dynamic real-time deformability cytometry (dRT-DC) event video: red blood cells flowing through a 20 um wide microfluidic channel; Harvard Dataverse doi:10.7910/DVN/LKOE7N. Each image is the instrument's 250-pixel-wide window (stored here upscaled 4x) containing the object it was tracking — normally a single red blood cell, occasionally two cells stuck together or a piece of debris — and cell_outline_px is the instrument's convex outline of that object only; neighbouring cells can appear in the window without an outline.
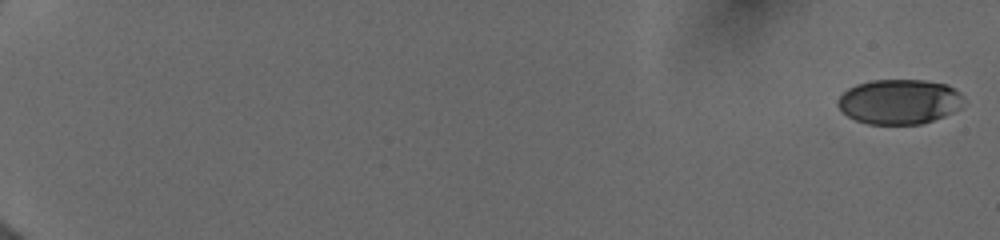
{"species": "human", "species_latin": "Homo sapiens", "temperature_condition": "cold", "stored_images_in_passage": 38, "camera_frame_rate_fps": 3000, "um_per_image_px": 0.085, "donor": {"sex": "female"}, "frame": {"image": 1, "passage_image": 1, "time_ms": 0.0, "image_size_px": [1000, 240], "cell_outline_px": [[964, 104], [960, 108], [944, 116], [920, 124], [868, 124], [856, 120], [848, 116], [836, 104], [836, 100], [848, 88], [856, 84], [872, 80], [924, 80], [948, 84], [960, 92], [964, 96]], "centroid_in_image_um": [76.46, 8.63], "position_along_channel_um": 8.5, "area_um2": 33.12}}
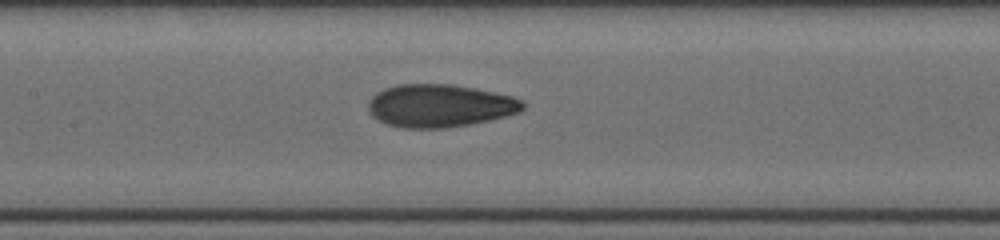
{"frame": {"image": 2, "passage_image": 22, "time_ms": 9.667, "image_size_px": [1000, 240], "cell_outline_px": [[524, 108], [520, 112], [488, 120], [448, 128], [404, 128], [388, 124], [372, 116], [368, 108], [368, 100], [376, 92], [384, 88], [396, 84], [452, 84], [476, 88], [512, 96], [524, 100]], "centroid_in_image_um": [37.37, 8.97], "position_along_channel_um": 170.0, "area_um2": 38.67}}
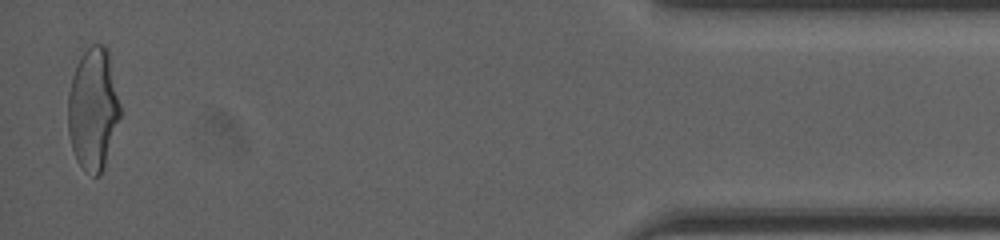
{"frame": {"image": 3, "passage_image": 38, "time_ms": 17.667, "image_size_px": [1000, 240], "cell_outline_px": [[120, 116], [104, 168], [100, 176], [92, 176], [76, 160], [72, 148], [68, 132], [68, 92], [72, 76], [76, 64], [80, 56], [92, 44], [104, 44], [108, 48], [120, 104]], "centroid_in_image_um": [7.91, 9.25], "position_along_channel_um": 427.3, "area_um2": 37.22}, "authors_computed_cell_mechanics": {"area_um2": 36.7319, "velocity_mm_per_s": 4.0049, "shape_relaxation_time_tau1_ms": 4.1835, "shape_relaxation_time_tau2_ms": 1.1442, "deformation_change_tau1": 0.1706, "deformation_change_tau2": 0.0729}}